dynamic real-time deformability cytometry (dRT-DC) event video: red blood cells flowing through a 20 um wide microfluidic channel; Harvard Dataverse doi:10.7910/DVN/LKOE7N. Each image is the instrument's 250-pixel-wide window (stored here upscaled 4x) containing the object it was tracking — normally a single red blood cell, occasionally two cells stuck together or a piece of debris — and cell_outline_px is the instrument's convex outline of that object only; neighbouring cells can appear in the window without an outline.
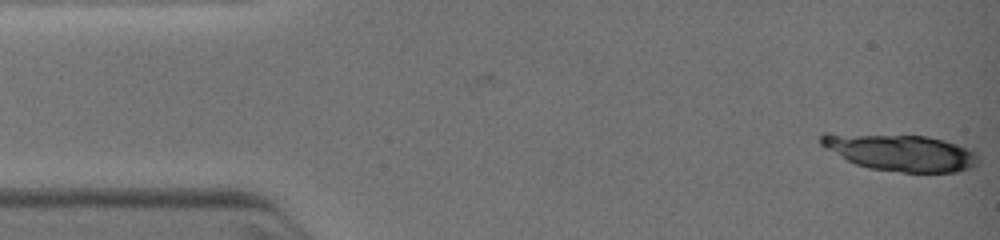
{"species": "common noctule bat (a hibernating species)", "species_latin": "Nyctalus noctula", "temperature_condition": "warm", "stored_images_in_passage": 7, "camera_frame_rate_fps": 3000, "um_per_image_px": 0.085, "animal": {"sex": "female", "body_mass_g": 19.0, "forearm_length_mm": 51.5}, "frame": {"image": 1, "passage_image": 7, "time_ms": 0.667, "image_size_px": [1000, 240], "cell_outline_px": [[976, 164], [972, 168], [956, 172], [900, 172], [868, 168], [856, 164], [824, 148], [820, 144], [820, 136], [824, 132], [828, 132], [928, 136], [944, 140], [972, 148], [976, 152]], "centroid_in_image_um": [76.51, 12.94], "position_along_channel_um": 8.5, "area_um2": 34.1}}